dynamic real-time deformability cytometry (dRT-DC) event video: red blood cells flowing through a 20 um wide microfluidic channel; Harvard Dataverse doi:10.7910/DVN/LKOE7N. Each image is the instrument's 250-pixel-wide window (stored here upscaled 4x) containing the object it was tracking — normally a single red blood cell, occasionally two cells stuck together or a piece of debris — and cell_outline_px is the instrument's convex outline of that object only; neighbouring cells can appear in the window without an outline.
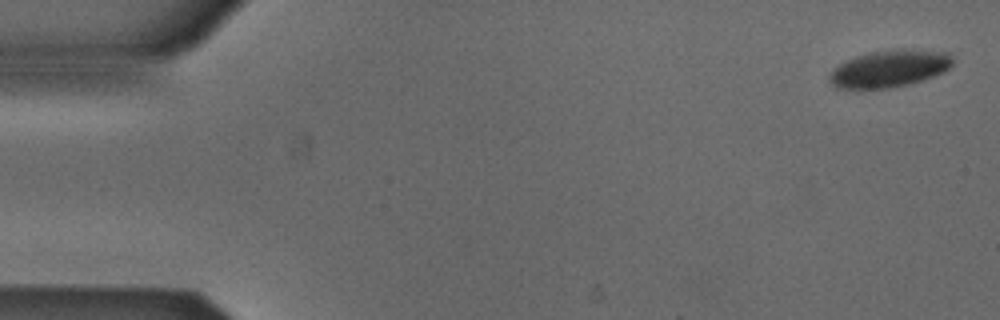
{"species": "Egyptian fruit bat (a non-hibernating species)", "species_latin": "Rousettus aegyptiacus", "temperature_condition": "cold", "stored_images_in_passage": 4, "camera_frame_rate_fps": 3000, "um_per_image_px": 0.085, "animal": {"sex": "male"}, "frame": {"image": 1, "passage_image": 1, "time_ms": 0.0, "image_size_px": [1000, 320], "cell_outline_px": [[952, 64], [944, 72], [908, 84], [892, 88], [836, 88], [828, 80], [828, 76], [840, 64], [856, 56], [868, 52], [904, 48], [948, 52], [952, 56]], "centroid_in_image_um": [75.62, 5.82], "position_along_channel_um": 9.4, "area_um2": 26.47}}
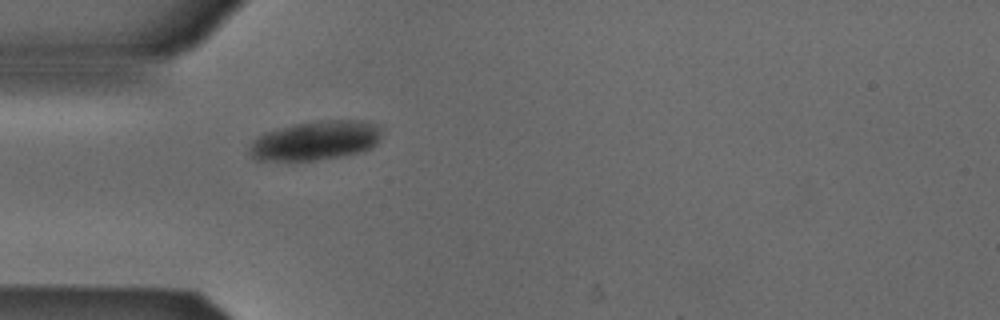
{"frame": {"image": 2, "passage_image": 4, "time_ms": 1.0, "image_size_px": [1000, 320], "cell_outline_px": [[380, 140], [372, 148], [364, 152], [344, 156], [316, 160], [256, 160], [248, 152], [248, 148], [252, 140], [264, 132], [292, 124], [312, 120], [364, 120], [376, 124], [380, 128]], "centroid_in_image_um": [26.83, 11.94], "position_along_channel_um": 58.2, "area_um2": 30.81}}